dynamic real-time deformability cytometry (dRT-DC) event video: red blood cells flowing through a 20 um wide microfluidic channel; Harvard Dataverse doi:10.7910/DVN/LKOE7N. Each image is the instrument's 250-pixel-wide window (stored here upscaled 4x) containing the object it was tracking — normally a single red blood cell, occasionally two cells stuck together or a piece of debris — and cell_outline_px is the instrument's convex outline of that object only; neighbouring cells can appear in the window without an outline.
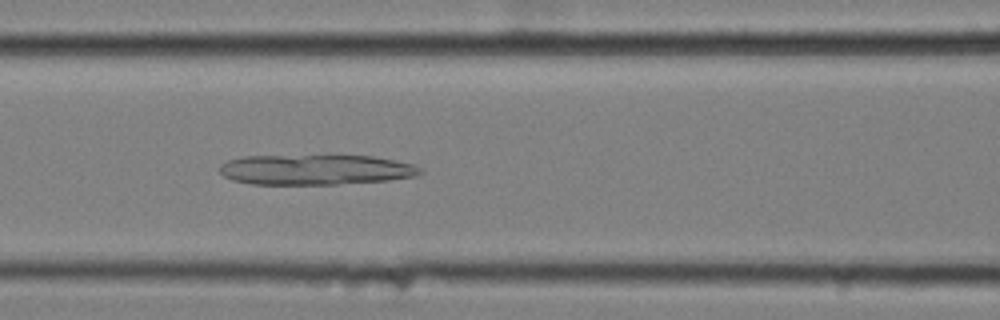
{"species": "common noctule bat (a hibernating species)", "species_latin": "Nyctalus noctula", "temperature_condition": "cold", "stored_images_in_passage": 58, "camera_frame_rate_fps": 3000, "um_per_image_px": 0.085, "animal": {"sex": "female", "body_mass_g": 25.1}, "frame": {"image": 1, "passage_image": 25, "time_ms": 8.0, "image_size_px": [1000, 320], "cell_outline_px": [[424, 172], [416, 176], [388, 180], [336, 184], [252, 184], [232, 180], [224, 176], [220, 172], [220, 164], [228, 160], [244, 156], [372, 156], [412, 164], [420, 168]], "centroid_in_image_um": [26.8, 14.43], "position_along_channel_um": 139.8, "area_um2": 35.08}}
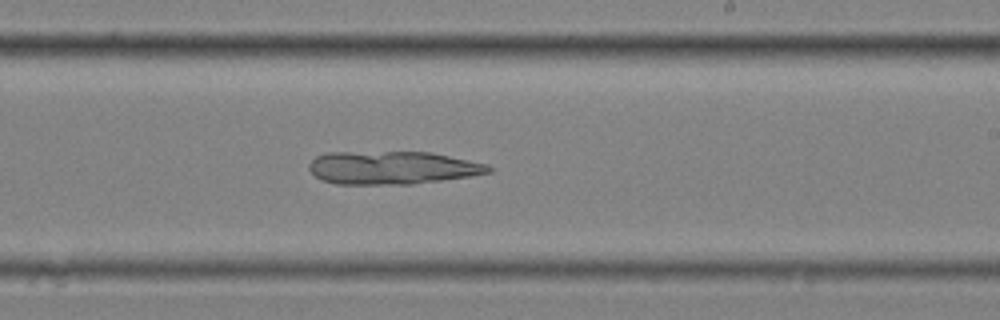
{"frame": {"image": 2, "passage_image": 35, "time_ms": 11.333, "image_size_px": [1000, 320], "cell_outline_px": [[496, 168], [492, 172], [468, 176], [412, 184], [336, 184], [324, 180], [316, 176], [308, 168], [308, 164], [316, 156], [328, 152], [428, 152], [488, 164]], "centroid_in_image_um": [33.34, 14.25], "position_along_channel_um": 255.7, "area_um2": 34.45}}
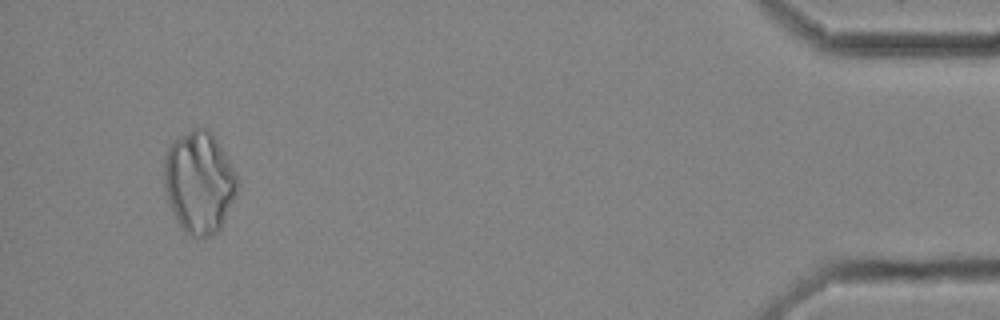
{"frame": {"image": 3, "passage_image": 55, "time_ms": 18.0, "image_size_px": [1000, 320], "cell_outline_px": [[236, 192], [224, 220], [220, 228], [212, 236], [192, 236], [184, 232], [176, 224], [164, 188], [164, 152], [176, 140], [192, 128], [208, 128], [224, 152], [236, 176]], "centroid_in_image_um": [16.88, 15.52], "position_along_channel_um": 418.3, "area_um2": 43.06}}